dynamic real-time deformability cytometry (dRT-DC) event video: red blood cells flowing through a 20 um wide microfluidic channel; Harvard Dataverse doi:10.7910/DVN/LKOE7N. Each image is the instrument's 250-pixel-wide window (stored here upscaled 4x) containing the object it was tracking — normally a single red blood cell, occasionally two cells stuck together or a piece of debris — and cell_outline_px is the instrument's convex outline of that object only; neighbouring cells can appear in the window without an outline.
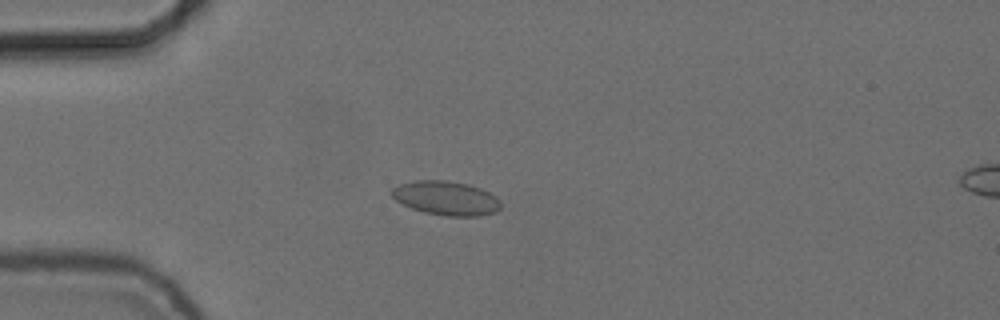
{"species": "common noctule bat (a hibernating species)", "species_latin": "Nyctalus noctula", "temperature_condition": "cold", "stored_images_in_passage": 56, "camera_frame_rate_fps": 3000, "um_per_image_px": 0.085, "animal": {"sex": "female", "body_mass_g": 24.6, "forearm_length_mm": 56.2}, "frame": {"image": 1, "passage_image": 16, "time_ms": 5.0, "image_size_px": [1000, 320], "cell_outline_px": [[500, 208], [496, 212], [480, 216], [448, 216], [424, 212], [412, 208], [396, 200], [388, 192], [392, 188], [400, 184], [416, 180], [444, 180], [468, 184], [480, 188], [496, 196], [500, 200]], "centroid_in_image_um": [37.91, 16.84], "position_along_channel_um": 47.1, "area_um2": 21.68}}
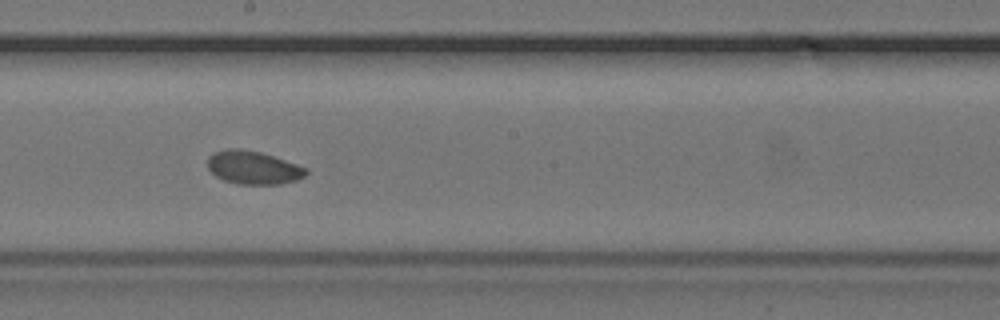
{"frame": {"image": 2, "passage_image": 32, "time_ms": 10.333, "image_size_px": [1000, 320], "cell_outline_px": [[308, 172], [304, 176], [296, 180], [280, 184], [236, 184], [224, 180], [216, 176], [208, 168], [208, 156], [212, 152], [228, 148], [240, 148], [260, 152], [308, 168]], "centroid_in_image_um": [21.5, 14.24], "position_along_channel_um": 226.7, "area_um2": 19.07}}
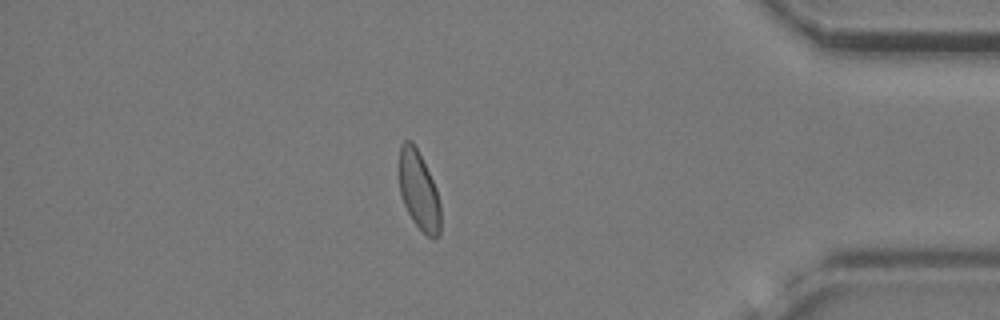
{"frame": {"image": 3, "passage_image": 49, "time_ms": 16.0, "image_size_px": [1000, 320], "cell_outline_px": [[440, 236], [432, 240], [412, 220], [404, 204], [400, 192], [400, 144], [404, 140], [412, 140], [436, 188], [440, 204]], "centroid_in_image_um": [35.61, 16.24], "position_along_channel_um": 399.6, "area_um2": 18.67}}